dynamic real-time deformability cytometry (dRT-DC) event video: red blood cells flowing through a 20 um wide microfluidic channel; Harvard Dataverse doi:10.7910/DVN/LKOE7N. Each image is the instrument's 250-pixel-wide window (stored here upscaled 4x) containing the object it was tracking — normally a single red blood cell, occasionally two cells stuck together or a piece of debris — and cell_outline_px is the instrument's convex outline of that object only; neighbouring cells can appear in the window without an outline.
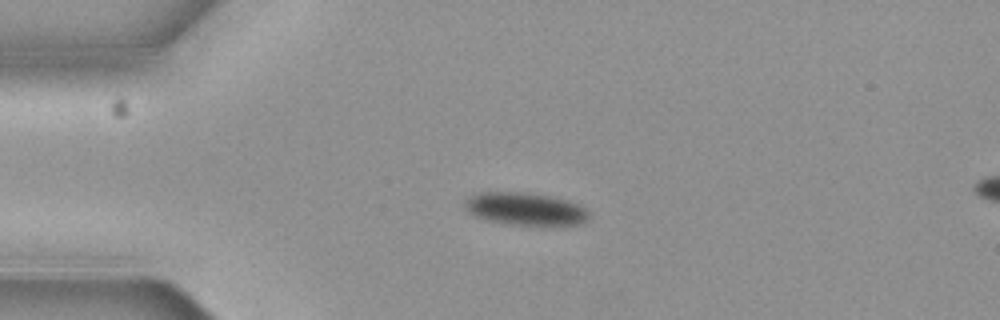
{"species": "common noctule bat (a hibernating species)", "species_latin": "Nyctalus noctula", "temperature_condition": "cold", "stored_images_in_passage": 3, "camera_frame_rate_fps": 3000, "um_per_image_px": 0.085, "animal": {"sex": "female", "body_mass_g": 19.3, "forearm_length_mm": 54.1}, "frame": {"image": 1, "passage_image": 3, "time_ms": 0.667, "image_size_px": [1000, 320], "cell_outline_px": [[588, 220], [584, 224], [540, 228], [504, 224], [472, 216], [464, 208], [464, 200], [468, 196], [476, 192], [528, 192], [552, 196], [568, 200], [584, 208], [588, 212]], "centroid_in_image_um": [44.64, 17.8], "position_along_channel_um": 40.4, "area_um2": 24.91}}